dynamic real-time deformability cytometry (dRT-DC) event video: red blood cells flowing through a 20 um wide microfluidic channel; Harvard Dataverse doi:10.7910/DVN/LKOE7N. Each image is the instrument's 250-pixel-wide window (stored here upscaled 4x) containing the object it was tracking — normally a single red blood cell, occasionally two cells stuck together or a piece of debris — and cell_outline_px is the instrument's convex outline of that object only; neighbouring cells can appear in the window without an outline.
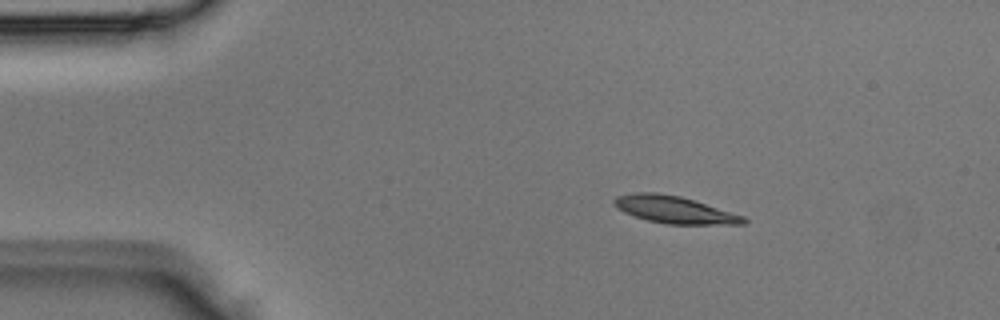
{"species": "Egyptian fruit bat (a non-hibernating species)", "species_latin": "Rousettus aegyptiacus", "temperature_condition": "room temperature", "stored_images_in_passage": 2, "camera_frame_rate_fps": 3000, "um_per_image_px": 0.085, "animal": {"sex": "male"}, "frame": {"image": 1, "passage_image": 1, "time_ms": 0.0, "image_size_px": [1000, 320], "cell_outline_px": [[748, 220], [744, 224], [668, 224], [648, 220], [624, 212], [616, 208], [612, 204], [612, 200], [616, 196], [632, 192], [656, 192], [680, 196], [744, 216]], "centroid_in_image_um": [57.27, 17.81], "position_along_channel_um": 27.7, "area_um2": 20.4}}